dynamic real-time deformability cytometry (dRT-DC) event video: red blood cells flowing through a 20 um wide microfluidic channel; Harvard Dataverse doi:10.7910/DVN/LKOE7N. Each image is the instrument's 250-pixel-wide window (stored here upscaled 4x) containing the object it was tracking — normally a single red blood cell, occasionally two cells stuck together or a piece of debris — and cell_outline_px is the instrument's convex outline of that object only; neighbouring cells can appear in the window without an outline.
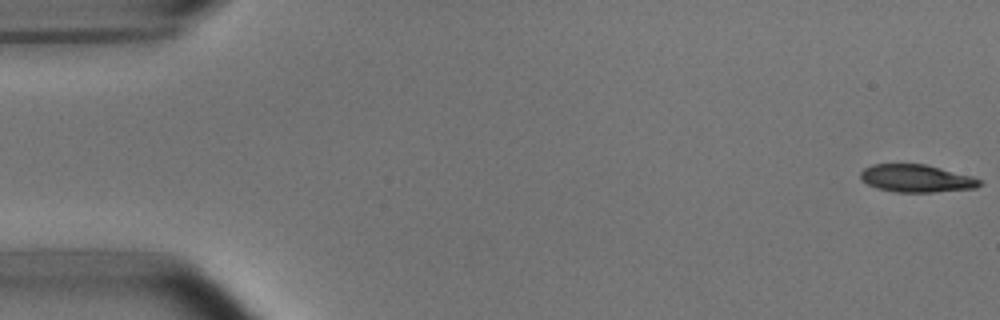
{"species": "common noctule bat (a hibernating species)", "species_latin": "Nyctalus noctula", "temperature_condition": "room temperature", "stored_images_in_passage": 51, "camera_frame_rate_fps": 3000, "um_per_image_px": 0.085, "animal": {"sex": "male", "body_mass_g": 15.6}, "frame": {"image": 1, "passage_image": 1, "time_ms": 0.0, "image_size_px": [1000, 320], "cell_outline_px": [[984, 184], [976, 188], [932, 192], [896, 192], [876, 188], [860, 180], [860, 172], [864, 168], [872, 164], [924, 164], [972, 176], [980, 180]], "centroid_in_image_um": [77.88, 15.17], "position_along_channel_um": 7.1, "area_um2": 19.19}}
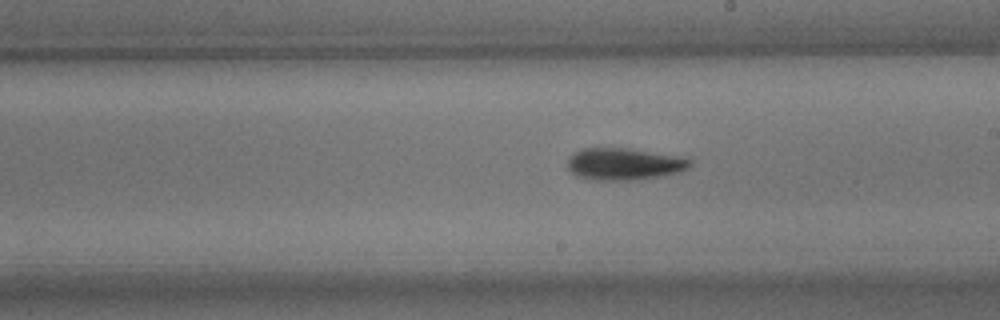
{"frame": {"image": 2, "passage_image": 30, "time_ms": 9.667, "image_size_px": [1000, 320], "cell_outline_px": [[692, 164], [688, 168], [676, 172], [660, 176], [636, 180], [592, 180], [576, 176], [568, 168], [568, 160], [576, 152], [584, 148], [632, 148], [676, 156], [692, 160]], "centroid_in_image_um": [53.04, 13.94], "position_along_channel_um": 236.0, "area_um2": 22.66}}
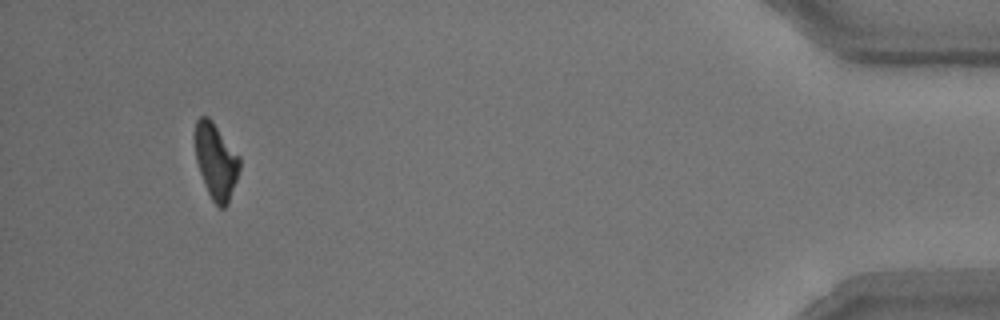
{"frame": {"image": 3, "passage_image": 50, "time_ms": 16.333, "image_size_px": [1000, 320], "cell_outline_px": [[240, 168], [228, 204], [224, 208], [220, 208], [212, 200], [208, 192], [200, 172], [196, 160], [192, 136], [196, 120], [200, 116], [208, 116], [212, 120], [240, 156]], "centroid_in_image_um": [18.32, 13.64], "position_along_channel_um": 416.9, "area_um2": 20.0}}